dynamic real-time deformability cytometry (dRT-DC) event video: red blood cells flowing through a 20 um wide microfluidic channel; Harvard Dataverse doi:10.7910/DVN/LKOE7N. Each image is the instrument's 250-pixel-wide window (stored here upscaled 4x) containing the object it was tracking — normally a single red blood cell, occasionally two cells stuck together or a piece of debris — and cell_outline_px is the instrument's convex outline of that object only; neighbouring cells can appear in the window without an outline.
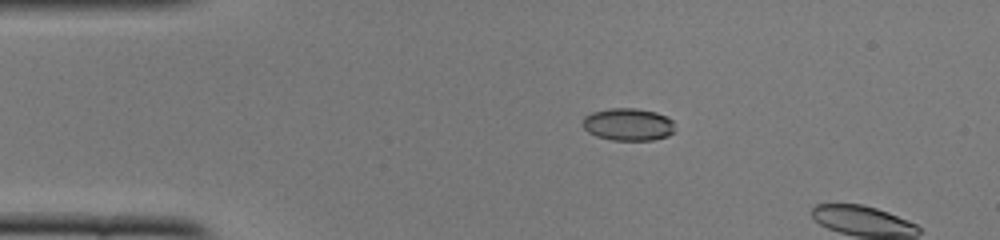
{"species": "common noctule bat (a hibernating species)", "species_latin": "Nyctalus noctula", "temperature_condition": "cold", "stored_images_in_passage": 13, "camera_frame_rate_fps": 3000, "um_per_image_px": 0.085, "animal": {"sex": "female", "body_mass_g": 22.0, "forearm_length_mm": 56.7}, "frame": {"image": 1, "passage_image": 10, "time_ms": 3.0, "image_size_px": [1000, 240], "cell_outline_px": [[672, 132], [668, 136], [652, 140], [612, 140], [596, 136], [588, 132], [584, 128], [584, 116], [592, 112], [608, 108], [636, 108], [656, 112], [668, 116], [672, 120]], "centroid_in_image_um": [53.38, 10.57], "position_along_channel_um": 31.6, "area_um2": 17.4}}